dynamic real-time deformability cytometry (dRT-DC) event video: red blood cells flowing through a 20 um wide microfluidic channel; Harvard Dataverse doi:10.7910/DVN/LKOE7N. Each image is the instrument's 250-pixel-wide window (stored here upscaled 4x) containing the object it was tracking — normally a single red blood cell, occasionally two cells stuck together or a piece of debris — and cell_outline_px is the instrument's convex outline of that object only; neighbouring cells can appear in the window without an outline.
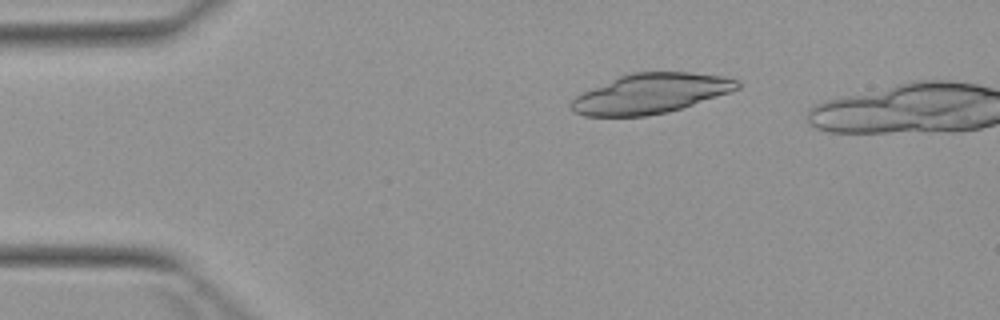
{"species": "Egyptian fruit bat (a non-hibernating species)", "species_latin": "Rousettus aegyptiacus", "temperature_condition": "warm", "stored_images_in_passage": 5, "camera_frame_rate_fps": 3000, "um_per_image_px": 0.085, "animal": {"sex": "female"}, "frame": {"image": 1, "passage_image": 5, "time_ms": 5.667, "image_size_px": [1000, 320], "cell_outline_px": [[740, 88], [668, 112], [648, 116], [584, 116], [572, 112], [568, 104], [576, 96], [592, 88], [620, 76], [632, 72], [688, 72], [724, 76], [740, 80]], "centroid_in_image_um": [55.28, 7.95], "position_along_channel_um": 29.7, "area_um2": 38.32}}